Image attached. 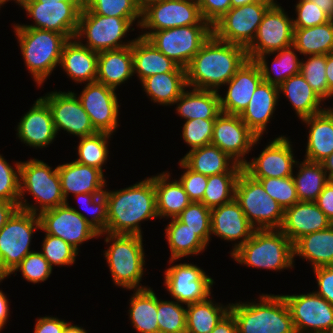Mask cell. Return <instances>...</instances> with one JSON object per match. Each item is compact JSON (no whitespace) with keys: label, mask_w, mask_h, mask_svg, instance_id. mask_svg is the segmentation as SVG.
<instances>
[{"label":"cell","mask_w":333,"mask_h":333,"mask_svg":"<svg viewBox=\"0 0 333 333\" xmlns=\"http://www.w3.org/2000/svg\"><path fill=\"white\" fill-rule=\"evenodd\" d=\"M247 59L245 47L212 34L186 68L187 86L219 92Z\"/></svg>","instance_id":"6da1fadb"},{"label":"cell","mask_w":333,"mask_h":333,"mask_svg":"<svg viewBox=\"0 0 333 333\" xmlns=\"http://www.w3.org/2000/svg\"><path fill=\"white\" fill-rule=\"evenodd\" d=\"M106 233L142 236L141 222L158 219L154 176L119 190H105Z\"/></svg>","instance_id":"7a4b0ae2"},{"label":"cell","mask_w":333,"mask_h":333,"mask_svg":"<svg viewBox=\"0 0 333 333\" xmlns=\"http://www.w3.org/2000/svg\"><path fill=\"white\" fill-rule=\"evenodd\" d=\"M259 300L230 303L238 333H296L282 295L261 294Z\"/></svg>","instance_id":"3957f363"},{"label":"cell","mask_w":333,"mask_h":333,"mask_svg":"<svg viewBox=\"0 0 333 333\" xmlns=\"http://www.w3.org/2000/svg\"><path fill=\"white\" fill-rule=\"evenodd\" d=\"M231 258L244 266L282 271L294 267L293 243L280 229L254 230Z\"/></svg>","instance_id":"277c9868"},{"label":"cell","mask_w":333,"mask_h":333,"mask_svg":"<svg viewBox=\"0 0 333 333\" xmlns=\"http://www.w3.org/2000/svg\"><path fill=\"white\" fill-rule=\"evenodd\" d=\"M106 236L105 242L110 245L103 251L108 263L114 285L128 290L148 288L140 281L144 275L145 253L143 236L134 234L100 233Z\"/></svg>","instance_id":"5b68a950"},{"label":"cell","mask_w":333,"mask_h":333,"mask_svg":"<svg viewBox=\"0 0 333 333\" xmlns=\"http://www.w3.org/2000/svg\"><path fill=\"white\" fill-rule=\"evenodd\" d=\"M13 29L28 73H31L34 82L41 87L53 70L60 66L62 50L69 39L54 31L36 28Z\"/></svg>","instance_id":"8992f818"},{"label":"cell","mask_w":333,"mask_h":333,"mask_svg":"<svg viewBox=\"0 0 333 333\" xmlns=\"http://www.w3.org/2000/svg\"><path fill=\"white\" fill-rule=\"evenodd\" d=\"M19 182L18 207L20 209L39 215L45 210L66 204L57 167L52 169L44 161L35 158L20 161ZM26 192L32 194L36 201L35 205L24 199Z\"/></svg>","instance_id":"52a82bcc"},{"label":"cell","mask_w":333,"mask_h":333,"mask_svg":"<svg viewBox=\"0 0 333 333\" xmlns=\"http://www.w3.org/2000/svg\"><path fill=\"white\" fill-rule=\"evenodd\" d=\"M136 20L139 27L141 18L102 16L92 13L84 6L79 15L75 38L82 45L98 53L132 46L134 39L123 42L122 38H125L130 30H135L131 27ZM82 39L86 40L85 44Z\"/></svg>","instance_id":"ba28073f"},{"label":"cell","mask_w":333,"mask_h":333,"mask_svg":"<svg viewBox=\"0 0 333 333\" xmlns=\"http://www.w3.org/2000/svg\"><path fill=\"white\" fill-rule=\"evenodd\" d=\"M234 199L255 230L280 229L283 208L266 193L258 180L244 170L237 179Z\"/></svg>","instance_id":"9c48e42d"},{"label":"cell","mask_w":333,"mask_h":333,"mask_svg":"<svg viewBox=\"0 0 333 333\" xmlns=\"http://www.w3.org/2000/svg\"><path fill=\"white\" fill-rule=\"evenodd\" d=\"M41 229L38 214L18 208L0 230V274L11 275L30 250L34 232Z\"/></svg>","instance_id":"30bf717a"},{"label":"cell","mask_w":333,"mask_h":333,"mask_svg":"<svg viewBox=\"0 0 333 333\" xmlns=\"http://www.w3.org/2000/svg\"><path fill=\"white\" fill-rule=\"evenodd\" d=\"M212 34L211 25H189L155 32H144L140 36L148 39L161 53L179 67L186 69Z\"/></svg>","instance_id":"8fae6325"},{"label":"cell","mask_w":333,"mask_h":333,"mask_svg":"<svg viewBox=\"0 0 333 333\" xmlns=\"http://www.w3.org/2000/svg\"><path fill=\"white\" fill-rule=\"evenodd\" d=\"M275 1H258L231 7L213 26V35L223 42L247 48L254 40L263 15Z\"/></svg>","instance_id":"7c38bea8"},{"label":"cell","mask_w":333,"mask_h":333,"mask_svg":"<svg viewBox=\"0 0 333 333\" xmlns=\"http://www.w3.org/2000/svg\"><path fill=\"white\" fill-rule=\"evenodd\" d=\"M41 229L45 234L59 237L77 251L83 242L98 238L99 232L90 224V218L66 204L39 214Z\"/></svg>","instance_id":"4fadbf2b"},{"label":"cell","mask_w":333,"mask_h":333,"mask_svg":"<svg viewBox=\"0 0 333 333\" xmlns=\"http://www.w3.org/2000/svg\"><path fill=\"white\" fill-rule=\"evenodd\" d=\"M189 25H210L201 15L198 0H162L141 9L139 28L147 32Z\"/></svg>","instance_id":"5bb4252c"},{"label":"cell","mask_w":333,"mask_h":333,"mask_svg":"<svg viewBox=\"0 0 333 333\" xmlns=\"http://www.w3.org/2000/svg\"><path fill=\"white\" fill-rule=\"evenodd\" d=\"M85 2H27L22 9L34 24H14L13 28H36L54 31L65 35L68 39L75 38L79 15Z\"/></svg>","instance_id":"9a60e30c"},{"label":"cell","mask_w":333,"mask_h":333,"mask_svg":"<svg viewBox=\"0 0 333 333\" xmlns=\"http://www.w3.org/2000/svg\"><path fill=\"white\" fill-rule=\"evenodd\" d=\"M293 22L277 0L267 9L252 43L246 48L247 57L270 54L293 45Z\"/></svg>","instance_id":"2e32d148"},{"label":"cell","mask_w":333,"mask_h":333,"mask_svg":"<svg viewBox=\"0 0 333 333\" xmlns=\"http://www.w3.org/2000/svg\"><path fill=\"white\" fill-rule=\"evenodd\" d=\"M164 275L163 285L171 297L185 305L207 299L215 283L202 268L188 262L170 265Z\"/></svg>","instance_id":"e0dca14e"},{"label":"cell","mask_w":333,"mask_h":333,"mask_svg":"<svg viewBox=\"0 0 333 333\" xmlns=\"http://www.w3.org/2000/svg\"><path fill=\"white\" fill-rule=\"evenodd\" d=\"M282 296L289 307L296 333H326L333 326V305L315 291Z\"/></svg>","instance_id":"ac0fdd59"},{"label":"cell","mask_w":333,"mask_h":333,"mask_svg":"<svg viewBox=\"0 0 333 333\" xmlns=\"http://www.w3.org/2000/svg\"><path fill=\"white\" fill-rule=\"evenodd\" d=\"M262 140L242 120L240 115L221 113L213 128L211 144L219 147L238 164L244 165L251 149Z\"/></svg>","instance_id":"d6986e66"},{"label":"cell","mask_w":333,"mask_h":333,"mask_svg":"<svg viewBox=\"0 0 333 333\" xmlns=\"http://www.w3.org/2000/svg\"><path fill=\"white\" fill-rule=\"evenodd\" d=\"M41 97L51 109L57 135L61 130L78 138L97 133L75 92L56 90Z\"/></svg>","instance_id":"ffe728a7"},{"label":"cell","mask_w":333,"mask_h":333,"mask_svg":"<svg viewBox=\"0 0 333 333\" xmlns=\"http://www.w3.org/2000/svg\"><path fill=\"white\" fill-rule=\"evenodd\" d=\"M116 90L97 81L86 83L80 95L84 110L97 132L113 134L118 130L119 102Z\"/></svg>","instance_id":"44dd1931"},{"label":"cell","mask_w":333,"mask_h":333,"mask_svg":"<svg viewBox=\"0 0 333 333\" xmlns=\"http://www.w3.org/2000/svg\"><path fill=\"white\" fill-rule=\"evenodd\" d=\"M292 142L285 135L268 142L263 151L247 161L243 170L252 178H286L293 175L297 160L294 158Z\"/></svg>","instance_id":"7402d4cb"},{"label":"cell","mask_w":333,"mask_h":333,"mask_svg":"<svg viewBox=\"0 0 333 333\" xmlns=\"http://www.w3.org/2000/svg\"><path fill=\"white\" fill-rule=\"evenodd\" d=\"M262 81L263 78L258 64L254 60L247 59L236 74L224 85H228L225 95L222 97L219 94L221 112L241 115Z\"/></svg>","instance_id":"603a6c76"},{"label":"cell","mask_w":333,"mask_h":333,"mask_svg":"<svg viewBox=\"0 0 333 333\" xmlns=\"http://www.w3.org/2000/svg\"><path fill=\"white\" fill-rule=\"evenodd\" d=\"M16 136L22 143L35 149L47 148L57 133L52 112L47 102L39 97L32 107L21 117Z\"/></svg>","instance_id":"cb8c5ba5"},{"label":"cell","mask_w":333,"mask_h":333,"mask_svg":"<svg viewBox=\"0 0 333 333\" xmlns=\"http://www.w3.org/2000/svg\"><path fill=\"white\" fill-rule=\"evenodd\" d=\"M211 235L226 241H236L230 251L232 255L243 245L255 230L248 222L243 210L234 200L227 204L211 209ZM240 240V241H238Z\"/></svg>","instance_id":"d4e9b609"},{"label":"cell","mask_w":333,"mask_h":333,"mask_svg":"<svg viewBox=\"0 0 333 333\" xmlns=\"http://www.w3.org/2000/svg\"><path fill=\"white\" fill-rule=\"evenodd\" d=\"M332 225L315 202L298 201L284 210L280 230L294 244L304 235L324 230Z\"/></svg>","instance_id":"484cf974"},{"label":"cell","mask_w":333,"mask_h":333,"mask_svg":"<svg viewBox=\"0 0 333 333\" xmlns=\"http://www.w3.org/2000/svg\"><path fill=\"white\" fill-rule=\"evenodd\" d=\"M65 201L69 194L104 193L107 187L104 172L76 161L57 166Z\"/></svg>","instance_id":"4316f807"},{"label":"cell","mask_w":333,"mask_h":333,"mask_svg":"<svg viewBox=\"0 0 333 333\" xmlns=\"http://www.w3.org/2000/svg\"><path fill=\"white\" fill-rule=\"evenodd\" d=\"M276 85L262 81L254 91L241 120L258 136L263 137L280 99Z\"/></svg>","instance_id":"83f0119b"},{"label":"cell","mask_w":333,"mask_h":333,"mask_svg":"<svg viewBox=\"0 0 333 333\" xmlns=\"http://www.w3.org/2000/svg\"><path fill=\"white\" fill-rule=\"evenodd\" d=\"M60 67L76 83L95 82L98 52L82 45L76 38L69 39L62 50Z\"/></svg>","instance_id":"f1b7e54d"},{"label":"cell","mask_w":333,"mask_h":333,"mask_svg":"<svg viewBox=\"0 0 333 333\" xmlns=\"http://www.w3.org/2000/svg\"><path fill=\"white\" fill-rule=\"evenodd\" d=\"M301 121L309 128L304 160L320 163L333 153V113L327 108Z\"/></svg>","instance_id":"f546056e"},{"label":"cell","mask_w":333,"mask_h":333,"mask_svg":"<svg viewBox=\"0 0 333 333\" xmlns=\"http://www.w3.org/2000/svg\"><path fill=\"white\" fill-rule=\"evenodd\" d=\"M133 74L142 82L145 78L166 72H186L161 53L148 39L138 35L132 43Z\"/></svg>","instance_id":"4dcf8cb0"},{"label":"cell","mask_w":333,"mask_h":333,"mask_svg":"<svg viewBox=\"0 0 333 333\" xmlns=\"http://www.w3.org/2000/svg\"><path fill=\"white\" fill-rule=\"evenodd\" d=\"M133 75L132 46L98 53L97 82L116 90Z\"/></svg>","instance_id":"1f68e13d"},{"label":"cell","mask_w":333,"mask_h":333,"mask_svg":"<svg viewBox=\"0 0 333 333\" xmlns=\"http://www.w3.org/2000/svg\"><path fill=\"white\" fill-rule=\"evenodd\" d=\"M181 160L191 170L206 176L225 172H241L243 170L242 165L213 144L189 150Z\"/></svg>","instance_id":"d6a6232c"},{"label":"cell","mask_w":333,"mask_h":333,"mask_svg":"<svg viewBox=\"0 0 333 333\" xmlns=\"http://www.w3.org/2000/svg\"><path fill=\"white\" fill-rule=\"evenodd\" d=\"M191 89L190 91L185 89L174 102L177 115L187 121L196 118L216 119L222 113L219 92Z\"/></svg>","instance_id":"836d02e7"},{"label":"cell","mask_w":333,"mask_h":333,"mask_svg":"<svg viewBox=\"0 0 333 333\" xmlns=\"http://www.w3.org/2000/svg\"><path fill=\"white\" fill-rule=\"evenodd\" d=\"M168 171L154 176L158 218H176L192 201L179 180ZM170 178V179H169Z\"/></svg>","instance_id":"e575fe53"},{"label":"cell","mask_w":333,"mask_h":333,"mask_svg":"<svg viewBox=\"0 0 333 333\" xmlns=\"http://www.w3.org/2000/svg\"><path fill=\"white\" fill-rule=\"evenodd\" d=\"M279 88V94L283 93L289 100L300 120L321 113L326 108H321L324 102L311 88L301 73L286 79Z\"/></svg>","instance_id":"d590c367"},{"label":"cell","mask_w":333,"mask_h":333,"mask_svg":"<svg viewBox=\"0 0 333 333\" xmlns=\"http://www.w3.org/2000/svg\"><path fill=\"white\" fill-rule=\"evenodd\" d=\"M294 258L309 261L312 268L333 265V224L302 236L293 244Z\"/></svg>","instance_id":"8d00e7d4"},{"label":"cell","mask_w":333,"mask_h":333,"mask_svg":"<svg viewBox=\"0 0 333 333\" xmlns=\"http://www.w3.org/2000/svg\"><path fill=\"white\" fill-rule=\"evenodd\" d=\"M141 85L151 102L173 106L187 86L186 72H166L145 78Z\"/></svg>","instance_id":"74e56055"},{"label":"cell","mask_w":333,"mask_h":333,"mask_svg":"<svg viewBox=\"0 0 333 333\" xmlns=\"http://www.w3.org/2000/svg\"><path fill=\"white\" fill-rule=\"evenodd\" d=\"M171 221L165 227L166 240L170 249L169 264L180 260L183 257L199 255L204 252L207 244L188 226L180 222L177 218Z\"/></svg>","instance_id":"f35d334b"},{"label":"cell","mask_w":333,"mask_h":333,"mask_svg":"<svg viewBox=\"0 0 333 333\" xmlns=\"http://www.w3.org/2000/svg\"><path fill=\"white\" fill-rule=\"evenodd\" d=\"M129 320L139 333H159L157 296L151 287L134 290L129 300Z\"/></svg>","instance_id":"ab89813d"},{"label":"cell","mask_w":333,"mask_h":333,"mask_svg":"<svg viewBox=\"0 0 333 333\" xmlns=\"http://www.w3.org/2000/svg\"><path fill=\"white\" fill-rule=\"evenodd\" d=\"M295 52H298V50L291 45L279 51L258 56L254 61L258 64L261 70L263 81L280 86L289 77L299 74L301 60L298 59ZM272 54L276 56L274 57L273 62H271V70L266 57H269ZM271 73H273L274 76Z\"/></svg>","instance_id":"60d3db41"},{"label":"cell","mask_w":333,"mask_h":333,"mask_svg":"<svg viewBox=\"0 0 333 333\" xmlns=\"http://www.w3.org/2000/svg\"><path fill=\"white\" fill-rule=\"evenodd\" d=\"M210 296L186 305V333H210L219 321L229 313L230 303H214Z\"/></svg>","instance_id":"b9f144b4"},{"label":"cell","mask_w":333,"mask_h":333,"mask_svg":"<svg viewBox=\"0 0 333 333\" xmlns=\"http://www.w3.org/2000/svg\"><path fill=\"white\" fill-rule=\"evenodd\" d=\"M293 46L301 55L333 52V20L309 28H294Z\"/></svg>","instance_id":"7bdbcfd3"},{"label":"cell","mask_w":333,"mask_h":333,"mask_svg":"<svg viewBox=\"0 0 333 333\" xmlns=\"http://www.w3.org/2000/svg\"><path fill=\"white\" fill-rule=\"evenodd\" d=\"M299 170L292 175L299 201L315 202L324 186L330 181L321 163L297 161Z\"/></svg>","instance_id":"ee69618b"},{"label":"cell","mask_w":333,"mask_h":333,"mask_svg":"<svg viewBox=\"0 0 333 333\" xmlns=\"http://www.w3.org/2000/svg\"><path fill=\"white\" fill-rule=\"evenodd\" d=\"M241 172H225L208 176L202 203L209 209L234 200L236 182Z\"/></svg>","instance_id":"f6af8a7d"},{"label":"cell","mask_w":333,"mask_h":333,"mask_svg":"<svg viewBox=\"0 0 333 333\" xmlns=\"http://www.w3.org/2000/svg\"><path fill=\"white\" fill-rule=\"evenodd\" d=\"M111 135L113 134L97 132L94 135L79 138L78 158L74 161L104 172L102 167L109 158L108 140L112 137Z\"/></svg>","instance_id":"bcb514c9"},{"label":"cell","mask_w":333,"mask_h":333,"mask_svg":"<svg viewBox=\"0 0 333 333\" xmlns=\"http://www.w3.org/2000/svg\"><path fill=\"white\" fill-rule=\"evenodd\" d=\"M178 301L157 297L159 333H186V308Z\"/></svg>","instance_id":"7dc6e473"},{"label":"cell","mask_w":333,"mask_h":333,"mask_svg":"<svg viewBox=\"0 0 333 333\" xmlns=\"http://www.w3.org/2000/svg\"><path fill=\"white\" fill-rule=\"evenodd\" d=\"M305 58L307 60H303V58L301 60V75L323 101L329 99V88L326 79V54L307 55Z\"/></svg>","instance_id":"c3c4849f"},{"label":"cell","mask_w":333,"mask_h":333,"mask_svg":"<svg viewBox=\"0 0 333 333\" xmlns=\"http://www.w3.org/2000/svg\"><path fill=\"white\" fill-rule=\"evenodd\" d=\"M208 245L211 236V209L202 202H191L177 217Z\"/></svg>","instance_id":"681fc988"},{"label":"cell","mask_w":333,"mask_h":333,"mask_svg":"<svg viewBox=\"0 0 333 333\" xmlns=\"http://www.w3.org/2000/svg\"><path fill=\"white\" fill-rule=\"evenodd\" d=\"M94 14L121 18H141V7L134 0H85Z\"/></svg>","instance_id":"f907efd6"},{"label":"cell","mask_w":333,"mask_h":333,"mask_svg":"<svg viewBox=\"0 0 333 333\" xmlns=\"http://www.w3.org/2000/svg\"><path fill=\"white\" fill-rule=\"evenodd\" d=\"M39 251L50 266H70L75 263L78 251L59 237L45 234Z\"/></svg>","instance_id":"816d5d0a"},{"label":"cell","mask_w":333,"mask_h":333,"mask_svg":"<svg viewBox=\"0 0 333 333\" xmlns=\"http://www.w3.org/2000/svg\"><path fill=\"white\" fill-rule=\"evenodd\" d=\"M258 180L266 193L283 208L293 206L299 201L292 176L286 178H253Z\"/></svg>","instance_id":"f5cc1de1"},{"label":"cell","mask_w":333,"mask_h":333,"mask_svg":"<svg viewBox=\"0 0 333 333\" xmlns=\"http://www.w3.org/2000/svg\"><path fill=\"white\" fill-rule=\"evenodd\" d=\"M87 214H92L90 224L99 232L104 233L107 228L108 211L107 199L104 193H80L74 195ZM81 201V202H80Z\"/></svg>","instance_id":"db71d44e"},{"label":"cell","mask_w":333,"mask_h":333,"mask_svg":"<svg viewBox=\"0 0 333 333\" xmlns=\"http://www.w3.org/2000/svg\"><path fill=\"white\" fill-rule=\"evenodd\" d=\"M52 270L53 268L47 259L40 252L33 251L23 258L11 274L15 273L16 275V271H19L23 279L37 284L48 280Z\"/></svg>","instance_id":"11a10c76"},{"label":"cell","mask_w":333,"mask_h":333,"mask_svg":"<svg viewBox=\"0 0 333 333\" xmlns=\"http://www.w3.org/2000/svg\"><path fill=\"white\" fill-rule=\"evenodd\" d=\"M184 122L182 137L190 150L211 144L215 119L196 118Z\"/></svg>","instance_id":"9f6ffc18"},{"label":"cell","mask_w":333,"mask_h":333,"mask_svg":"<svg viewBox=\"0 0 333 333\" xmlns=\"http://www.w3.org/2000/svg\"><path fill=\"white\" fill-rule=\"evenodd\" d=\"M15 162L14 168L0 154V200H5L19 205L20 161Z\"/></svg>","instance_id":"6f0895ef"},{"label":"cell","mask_w":333,"mask_h":333,"mask_svg":"<svg viewBox=\"0 0 333 333\" xmlns=\"http://www.w3.org/2000/svg\"><path fill=\"white\" fill-rule=\"evenodd\" d=\"M295 6L296 18H292L293 28H309L331 19L311 0H298Z\"/></svg>","instance_id":"680465c9"},{"label":"cell","mask_w":333,"mask_h":333,"mask_svg":"<svg viewBox=\"0 0 333 333\" xmlns=\"http://www.w3.org/2000/svg\"><path fill=\"white\" fill-rule=\"evenodd\" d=\"M180 168L184 173L178 179L184 187L185 192L192 202H201L207 186L208 176L191 170L181 159L179 160Z\"/></svg>","instance_id":"91938a15"},{"label":"cell","mask_w":333,"mask_h":333,"mask_svg":"<svg viewBox=\"0 0 333 333\" xmlns=\"http://www.w3.org/2000/svg\"><path fill=\"white\" fill-rule=\"evenodd\" d=\"M202 18L213 26L231 7V0H198Z\"/></svg>","instance_id":"94428289"},{"label":"cell","mask_w":333,"mask_h":333,"mask_svg":"<svg viewBox=\"0 0 333 333\" xmlns=\"http://www.w3.org/2000/svg\"><path fill=\"white\" fill-rule=\"evenodd\" d=\"M318 291L315 292L333 305V265L313 268Z\"/></svg>","instance_id":"6125c7cd"},{"label":"cell","mask_w":333,"mask_h":333,"mask_svg":"<svg viewBox=\"0 0 333 333\" xmlns=\"http://www.w3.org/2000/svg\"><path fill=\"white\" fill-rule=\"evenodd\" d=\"M68 321L58 317L44 316L37 318L34 333H63Z\"/></svg>","instance_id":"be15d7a7"},{"label":"cell","mask_w":333,"mask_h":333,"mask_svg":"<svg viewBox=\"0 0 333 333\" xmlns=\"http://www.w3.org/2000/svg\"><path fill=\"white\" fill-rule=\"evenodd\" d=\"M315 203L333 224V181L324 186Z\"/></svg>","instance_id":"e7e4bbea"},{"label":"cell","mask_w":333,"mask_h":333,"mask_svg":"<svg viewBox=\"0 0 333 333\" xmlns=\"http://www.w3.org/2000/svg\"><path fill=\"white\" fill-rule=\"evenodd\" d=\"M9 275L0 274V283L2 280L7 278ZM10 307L9 301L5 293L0 290V331L3 330L5 325L7 324L8 318L10 317Z\"/></svg>","instance_id":"03108f58"},{"label":"cell","mask_w":333,"mask_h":333,"mask_svg":"<svg viewBox=\"0 0 333 333\" xmlns=\"http://www.w3.org/2000/svg\"><path fill=\"white\" fill-rule=\"evenodd\" d=\"M210 333H238L233 315L230 312L225 315Z\"/></svg>","instance_id":"003e7915"},{"label":"cell","mask_w":333,"mask_h":333,"mask_svg":"<svg viewBox=\"0 0 333 333\" xmlns=\"http://www.w3.org/2000/svg\"><path fill=\"white\" fill-rule=\"evenodd\" d=\"M18 208L16 203L0 200V230Z\"/></svg>","instance_id":"a7ac6f4b"},{"label":"cell","mask_w":333,"mask_h":333,"mask_svg":"<svg viewBox=\"0 0 333 333\" xmlns=\"http://www.w3.org/2000/svg\"><path fill=\"white\" fill-rule=\"evenodd\" d=\"M326 79L329 88V98L333 97V52L326 54Z\"/></svg>","instance_id":"89a4df30"},{"label":"cell","mask_w":333,"mask_h":333,"mask_svg":"<svg viewBox=\"0 0 333 333\" xmlns=\"http://www.w3.org/2000/svg\"><path fill=\"white\" fill-rule=\"evenodd\" d=\"M313 3L323 10V12L333 20V0H311Z\"/></svg>","instance_id":"2644e50d"},{"label":"cell","mask_w":333,"mask_h":333,"mask_svg":"<svg viewBox=\"0 0 333 333\" xmlns=\"http://www.w3.org/2000/svg\"><path fill=\"white\" fill-rule=\"evenodd\" d=\"M326 171L329 179L333 181V153L320 162Z\"/></svg>","instance_id":"8c879c8a"},{"label":"cell","mask_w":333,"mask_h":333,"mask_svg":"<svg viewBox=\"0 0 333 333\" xmlns=\"http://www.w3.org/2000/svg\"><path fill=\"white\" fill-rule=\"evenodd\" d=\"M63 333H87V331L82 326H78L75 324H71V322H68L65 325Z\"/></svg>","instance_id":"753ad0ef"},{"label":"cell","mask_w":333,"mask_h":333,"mask_svg":"<svg viewBox=\"0 0 333 333\" xmlns=\"http://www.w3.org/2000/svg\"><path fill=\"white\" fill-rule=\"evenodd\" d=\"M258 1H275V0H231L232 7H239L245 4H250Z\"/></svg>","instance_id":"34e18365"},{"label":"cell","mask_w":333,"mask_h":333,"mask_svg":"<svg viewBox=\"0 0 333 333\" xmlns=\"http://www.w3.org/2000/svg\"><path fill=\"white\" fill-rule=\"evenodd\" d=\"M58 1H65V2H85V0H29L28 2H58Z\"/></svg>","instance_id":"11e5206c"},{"label":"cell","mask_w":333,"mask_h":333,"mask_svg":"<svg viewBox=\"0 0 333 333\" xmlns=\"http://www.w3.org/2000/svg\"><path fill=\"white\" fill-rule=\"evenodd\" d=\"M12 1V0H0L1 6H3L5 3ZM15 3L19 5V7H23L29 0H13Z\"/></svg>","instance_id":"2a66077c"},{"label":"cell","mask_w":333,"mask_h":333,"mask_svg":"<svg viewBox=\"0 0 333 333\" xmlns=\"http://www.w3.org/2000/svg\"><path fill=\"white\" fill-rule=\"evenodd\" d=\"M140 7L141 9L144 7V0H134Z\"/></svg>","instance_id":"b9fcfbb0"},{"label":"cell","mask_w":333,"mask_h":333,"mask_svg":"<svg viewBox=\"0 0 333 333\" xmlns=\"http://www.w3.org/2000/svg\"><path fill=\"white\" fill-rule=\"evenodd\" d=\"M157 1H162V0H144V6L149 3L157 2Z\"/></svg>","instance_id":"09005b40"},{"label":"cell","mask_w":333,"mask_h":333,"mask_svg":"<svg viewBox=\"0 0 333 333\" xmlns=\"http://www.w3.org/2000/svg\"><path fill=\"white\" fill-rule=\"evenodd\" d=\"M326 333H333V326Z\"/></svg>","instance_id":"979ff035"},{"label":"cell","mask_w":333,"mask_h":333,"mask_svg":"<svg viewBox=\"0 0 333 333\" xmlns=\"http://www.w3.org/2000/svg\"><path fill=\"white\" fill-rule=\"evenodd\" d=\"M329 108V110L333 113V107H328Z\"/></svg>","instance_id":"deb4b68c"}]
</instances>
